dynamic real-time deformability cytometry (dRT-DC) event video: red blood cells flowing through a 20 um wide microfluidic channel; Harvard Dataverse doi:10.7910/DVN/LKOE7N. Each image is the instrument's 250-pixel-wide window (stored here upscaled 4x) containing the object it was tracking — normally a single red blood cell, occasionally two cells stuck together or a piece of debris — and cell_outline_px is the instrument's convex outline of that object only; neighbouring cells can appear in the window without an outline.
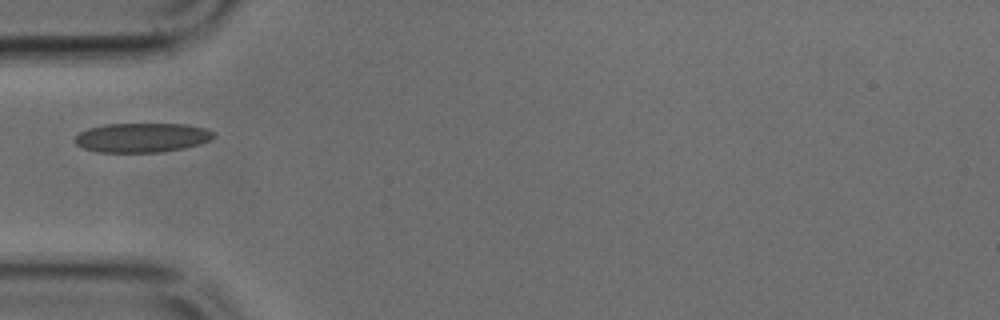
{"species": "common noctule bat (a hibernating species)", "species_latin": "Nyctalus noctula", "temperature_condition": "cold", "stored_images_in_passage": 34, "camera_frame_rate_fps": 3000, "um_per_image_px": 0.085, "animal": {"sex": "male", "body_mass_g": 17.9, "forearm_length_mm": 54.2}, "frame": {"image": 1, "passage_image": 1, "time_ms": 0.0, "image_size_px": [1000, 320], "cell_outline_px": [[216, 136], [212, 140], [200, 144], [184, 148], [160, 152], [96, 152], [84, 148], [76, 144], [76, 136], [80, 132], [88, 128], [104, 124], [188, 124], [204, 128], [216, 132]], "centroid_in_image_um": [12.12, 11.69], "position_along_channel_um": 72.9, "area_um2": 23.87}}
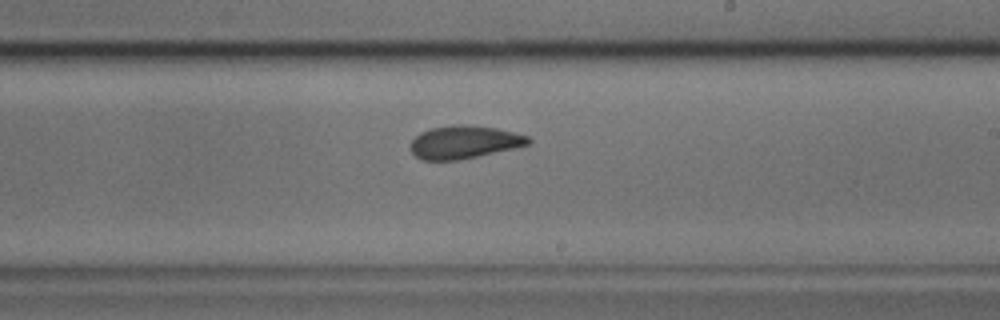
{"frame": {"image": 2, "passage_image": 14, "time_ms": 4.333, "image_size_px": [1000, 320], "cell_outline_px": [[532, 140], [528, 144], [512, 148], [476, 156], [456, 160], [420, 160], [408, 148], [412, 140], [420, 132], [432, 128], [456, 124], [464, 124], [496, 128], [528, 136]], "centroid_in_image_um": [39.39, 12.07], "position_along_channel_um": 249.6, "area_um2": 22.37}}
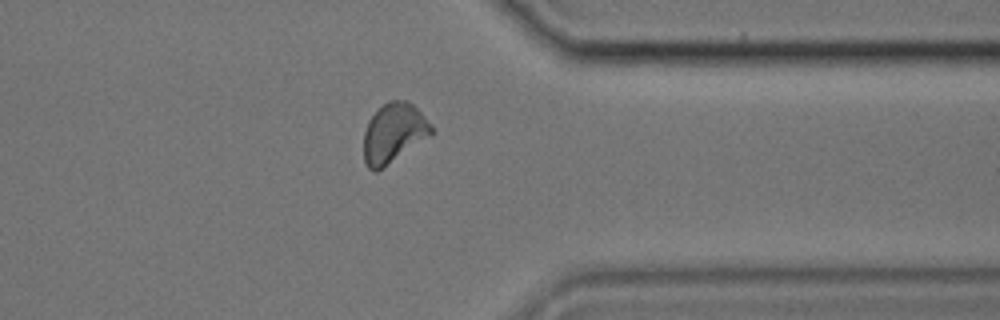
{"frame": {"image": 3, "passage_image": 24, "time_ms": 7.667, "image_size_px": [1000, 320], "cell_outline_px": [[432, 132], [376, 172], [372, 172], [368, 168], [364, 160], [364, 132], [368, 120], [388, 100], [408, 100], [424, 116], [432, 128]], "centroid_in_image_um": [33.4, 11.28], "position_along_channel_um": 378.0, "area_um2": 22.6}}